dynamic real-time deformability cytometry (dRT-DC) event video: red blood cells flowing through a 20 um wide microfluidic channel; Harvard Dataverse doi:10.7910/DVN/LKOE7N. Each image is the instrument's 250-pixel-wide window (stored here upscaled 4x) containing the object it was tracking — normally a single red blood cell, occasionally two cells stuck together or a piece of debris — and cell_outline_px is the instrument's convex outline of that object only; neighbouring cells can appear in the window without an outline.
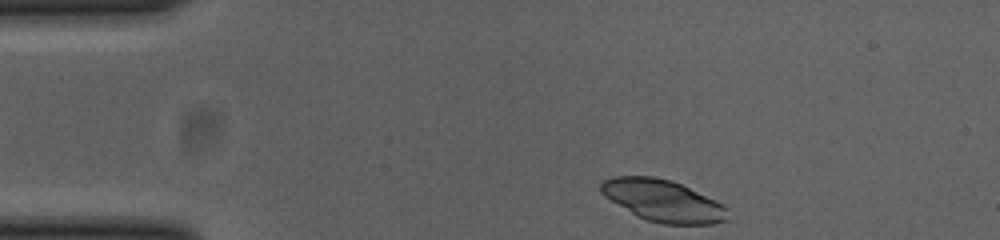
{"species": "common noctule bat (a hibernating species)", "species_latin": "Nyctalus noctula", "temperature_condition": "cold", "stored_images_in_passage": 8, "camera_frame_rate_fps": 3000, "um_per_image_px": 0.085, "animal": {"sex": "female", "body_mass_g": 23.0, "forearm_length_mm": 53.4}, "frame": {"image": 1, "passage_image": 1, "time_ms": 0.0, "image_size_px": [1000, 240], "cell_outline_px": [[732, 220], [712, 224], [664, 224], [648, 220], [636, 216], [604, 196], [600, 192], [600, 180], [616, 176], [652, 176], [672, 180], [716, 200], [728, 208]], "centroid_in_image_um": [56.38, 17.06], "position_along_channel_um": 28.6, "area_um2": 31.21}}